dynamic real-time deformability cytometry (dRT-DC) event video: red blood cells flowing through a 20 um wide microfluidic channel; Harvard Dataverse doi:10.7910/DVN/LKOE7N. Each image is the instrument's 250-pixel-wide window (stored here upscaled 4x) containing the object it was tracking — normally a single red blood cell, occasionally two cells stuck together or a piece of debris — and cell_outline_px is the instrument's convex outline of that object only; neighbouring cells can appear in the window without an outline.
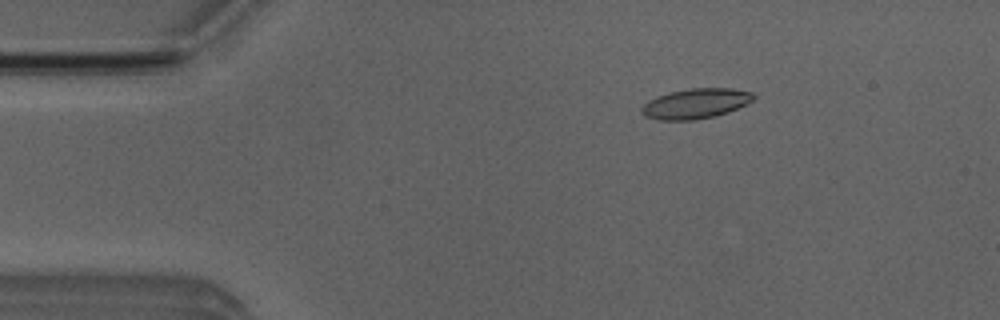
{"species": "Egyptian fruit bat (a non-hibernating species)", "species_latin": "Rousettus aegyptiacus", "temperature_condition": "room temperature", "stored_images_in_passage": 51, "camera_frame_rate_fps": 3000, "um_per_image_px": 0.085, "animal": {"sex": "male"}, "frame": {"image": 1, "passage_image": 8, "time_ms": 2.333, "image_size_px": [1000, 320], "cell_outline_px": [[756, 96], [752, 100], [728, 112], [716, 116], [696, 120], [660, 120], [644, 116], [640, 112], [640, 108], [648, 100], [656, 96], [672, 92], [692, 88], [732, 88], [752, 92]], "centroid_in_image_um": [59.1, 8.81], "position_along_channel_um": 25.9, "area_um2": 19.59}}
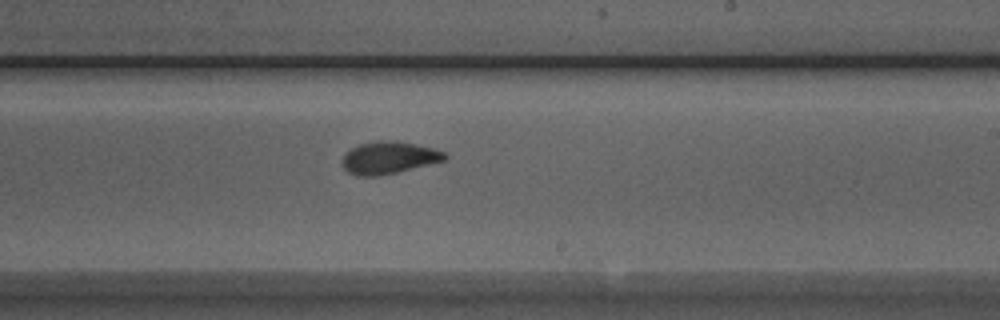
{"frame": {"image": 2, "passage_image": 30, "time_ms": 9.667, "image_size_px": [1000, 320], "cell_outline_px": [[448, 156], [444, 160], [396, 172], [376, 176], [360, 176], [348, 172], [344, 168], [340, 160], [352, 148], [360, 144], [376, 140], [392, 140], [432, 148], [444, 152]], "centroid_in_image_um": [33.01, 13.4], "position_along_channel_um": 256.0, "area_um2": 18.9}}
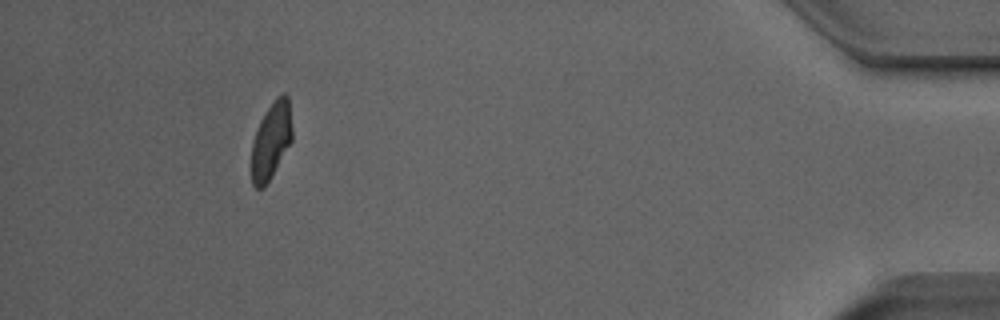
{"frame": {"image": 3, "passage_image": 47, "time_ms": 15.333, "image_size_px": [1000, 320], "cell_outline_px": [[292, 140], [264, 188], [256, 188], [252, 184], [252, 140], [260, 120], [276, 96], [284, 92], [288, 96], [292, 128]], "centroid_in_image_um": [23.04, 11.92], "position_along_channel_um": 412.2, "area_um2": 18.03}, "authors_computed_cell_mechanics": {"area_um2": 19.1896, "velocity_mm_per_s": 3.9658, "shape_relaxation_time_tau1_ms": 6.6988, "shape_relaxation_time_tau2_ms": 1.5611, "deformation_change_tau1": 0.1894, "deformation_change_tau2": 0.0555}}